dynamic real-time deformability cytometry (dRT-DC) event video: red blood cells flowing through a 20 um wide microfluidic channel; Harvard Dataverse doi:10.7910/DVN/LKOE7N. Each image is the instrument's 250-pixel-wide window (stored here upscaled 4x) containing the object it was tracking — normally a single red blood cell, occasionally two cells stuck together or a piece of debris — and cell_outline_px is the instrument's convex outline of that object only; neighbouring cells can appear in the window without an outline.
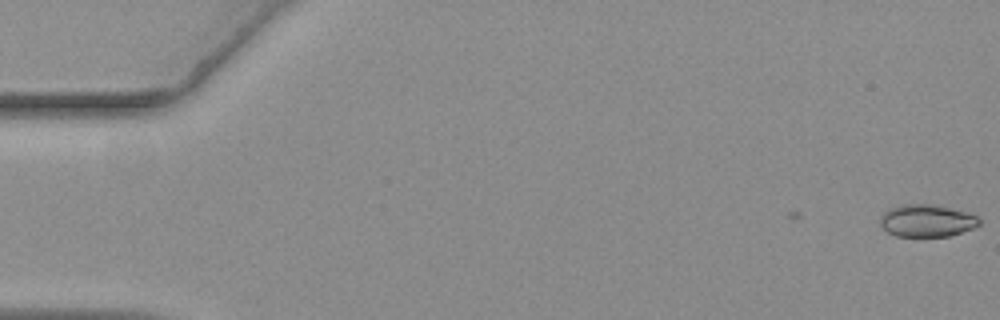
{"species": "common noctule bat (a hibernating species)", "species_latin": "Nyctalus noctula", "temperature_condition": "warm", "stored_images_in_passage": 51, "camera_frame_rate_fps": 3000, "um_per_image_px": 0.085, "animal": {"sex": "female", "body_mass_g": 19.3, "forearm_length_mm": 54.1}, "frame": {"image": 1, "passage_image": 1, "time_ms": 0.0, "image_size_px": [1000, 320], "cell_outline_px": [[980, 224], [972, 228], [948, 236], [896, 236], [888, 232], [880, 224], [880, 220], [884, 212], [888, 208], [900, 204], [932, 204], [968, 212], [976, 216], [980, 220]], "centroid_in_image_um": [78.76, 18.74], "position_along_channel_um": 6.2, "area_um2": 18.55}}
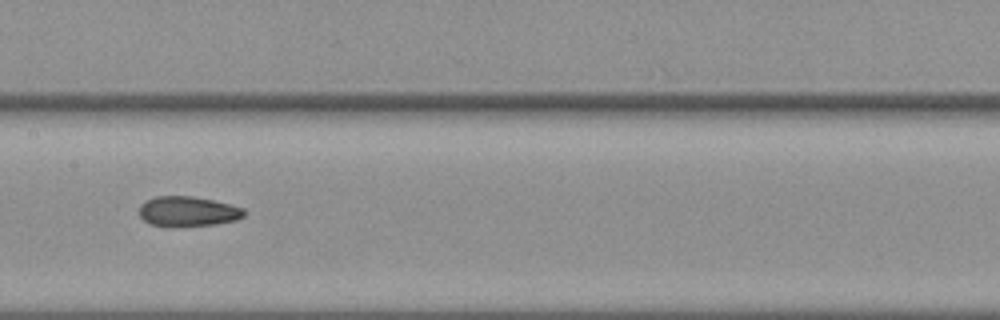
{"frame": {"image": 2, "passage_image": 29, "time_ms": 9.333, "image_size_px": [1000, 320], "cell_outline_px": [[244, 216], [236, 220], [216, 224], [152, 224], [144, 220], [140, 216], [140, 204], [156, 196], [192, 196], [212, 200], [244, 208]], "centroid_in_image_um": [15.99, 17.93], "position_along_channel_um": 191.4, "area_um2": 17.51}}
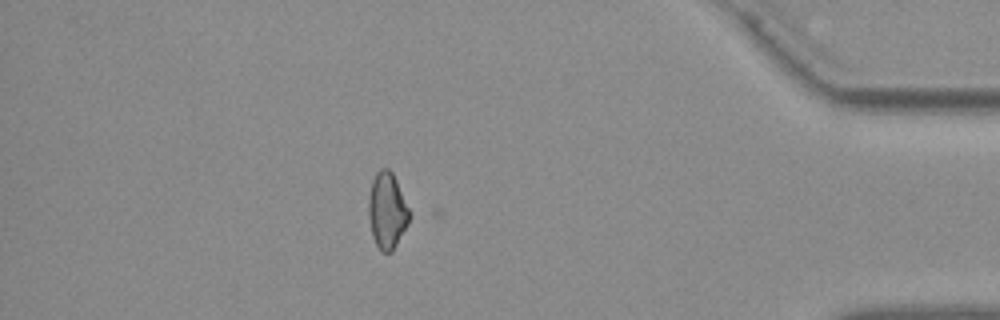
{"frame": {"image": 3, "passage_image": 50, "time_ms": 16.333, "image_size_px": [1000, 320], "cell_outline_px": [[408, 224], [392, 252], [380, 252], [372, 236], [368, 216], [368, 196], [372, 180], [376, 172], [380, 168], [388, 168], [392, 172], [396, 180], [408, 208]], "centroid_in_image_um": [32.86, 17.91], "position_along_channel_um": 402.3, "area_um2": 18.03}, "authors_computed_cell_mechanics": {"area_um2": 18.7272, "velocity_mm_per_s": 3.6471, "shape_relaxation_time_tau1_ms": 10.4687, "shape_relaxation_time_tau2_ms": 7.8333, "deformation_change_tau1": 0.1602, "deformation_change_tau2": 0.134}}